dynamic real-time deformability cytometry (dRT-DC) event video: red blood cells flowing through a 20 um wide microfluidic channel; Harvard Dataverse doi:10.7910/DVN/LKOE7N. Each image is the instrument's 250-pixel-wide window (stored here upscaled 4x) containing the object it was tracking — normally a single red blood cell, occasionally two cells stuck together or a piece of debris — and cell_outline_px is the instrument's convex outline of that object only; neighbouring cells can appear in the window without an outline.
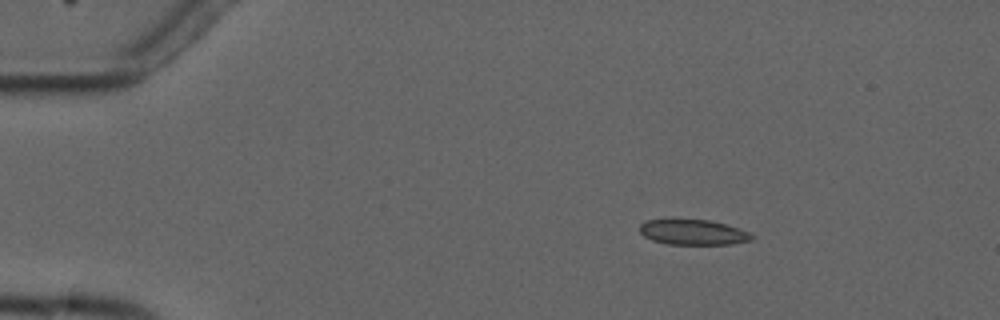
{"species": "common noctule bat (a hibernating species)", "species_latin": "Nyctalus noctula", "temperature_condition": "cold", "stored_images_in_passage": 4, "camera_frame_rate_fps": 3000, "um_per_image_px": 0.085, "animal": {"sex": "male", "forearm_length_mm": 52.5}, "frame": {"image": 1, "passage_image": 3, "time_ms": 2.333, "image_size_px": [1000, 320], "cell_outline_px": [[756, 236], [752, 240], [732, 244], [668, 244], [652, 240], [644, 236], [640, 232], [640, 224], [648, 220], [708, 220], [740, 228]], "centroid_in_image_um": [58.95, 19.75], "position_along_channel_um": 26.1, "area_um2": 16.36}}